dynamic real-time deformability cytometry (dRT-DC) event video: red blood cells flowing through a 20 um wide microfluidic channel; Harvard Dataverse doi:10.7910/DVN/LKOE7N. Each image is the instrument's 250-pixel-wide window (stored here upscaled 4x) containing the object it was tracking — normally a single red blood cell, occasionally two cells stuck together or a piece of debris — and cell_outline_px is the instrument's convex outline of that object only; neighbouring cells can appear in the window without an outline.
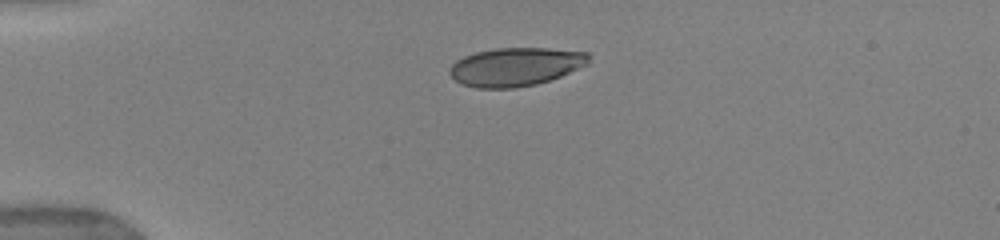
{"species": "human", "species_latin": "Homo sapiens", "temperature_condition": "warm", "stored_images_in_passage": 6, "camera_frame_rate_fps": 3000, "um_per_image_px": 0.085, "donor": {"sex": "female"}, "frame": {"image": 1, "passage_image": 1, "time_ms": 0.0, "image_size_px": [1000, 240], "cell_outline_px": [[592, 56], [588, 64], [560, 76], [536, 84], [516, 88], [476, 88], [460, 84], [448, 72], [452, 64], [456, 60], [464, 56], [476, 52], [496, 48], [548, 48], [588, 52]], "centroid_in_image_um": [43.83, 5.67], "position_along_channel_um": 41.2, "area_um2": 31.27}}